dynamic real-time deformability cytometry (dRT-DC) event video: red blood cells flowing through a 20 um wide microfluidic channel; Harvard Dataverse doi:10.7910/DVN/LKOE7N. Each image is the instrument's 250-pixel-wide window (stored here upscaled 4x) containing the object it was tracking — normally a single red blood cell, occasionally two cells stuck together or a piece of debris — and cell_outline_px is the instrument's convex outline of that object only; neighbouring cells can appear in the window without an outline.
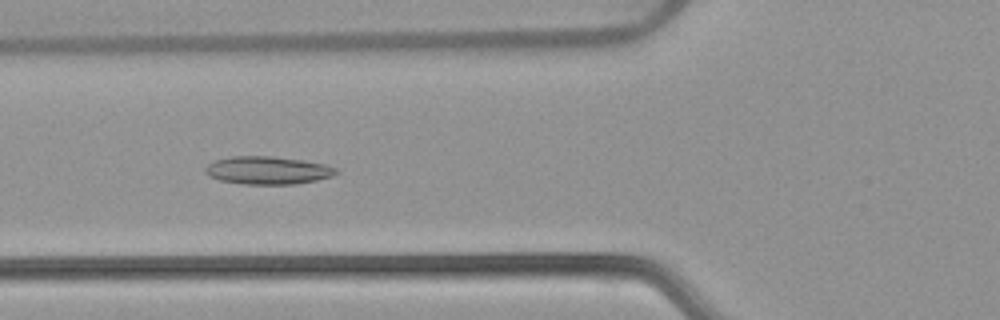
{"species": "common noctule bat (a hibernating species)", "species_latin": "Nyctalus noctula", "temperature_condition": "warm", "stored_images_in_passage": 52, "camera_frame_rate_fps": 3000, "um_per_image_px": 0.085, "animal": {"sex": "female", "body_mass_g": 22.7, "forearm_length_mm": 54.2}, "frame": {"image": 1, "passage_image": 19, "time_ms": 6.0, "image_size_px": [1000, 320], "cell_outline_px": [[340, 172], [332, 176], [316, 180], [292, 184], [244, 184], [220, 180], [208, 176], [204, 172], [204, 168], [208, 164], [216, 160], [232, 156], [272, 156], [304, 160], [324, 164], [336, 168]], "centroid_in_image_um": [22.74, 14.47], "position_along_channel_um": 103.1, "area_um2": 21.27}}
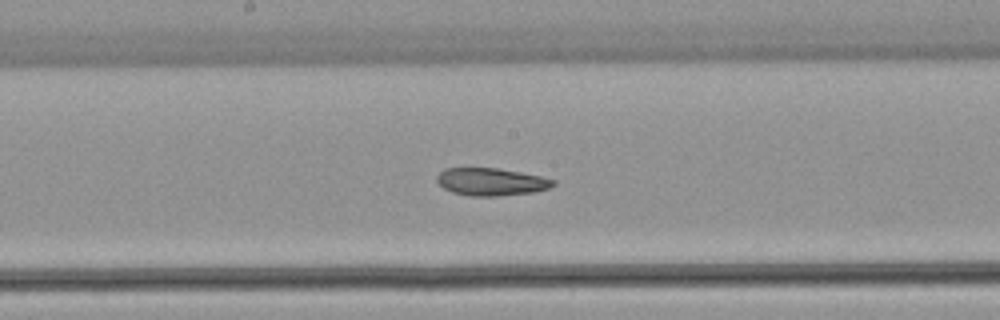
{"frame": {"image": 2, "passage_image": 27, "time_ms": 8.667, "image_size_px": [1000, 320], "cell_outline_px": [[556, 184], [548, 188], [532, 192], [496, 196], [472, 196], [452, 192], [444, 188], [436, 180], [436, 176], [444, 168], [496, 168], [520, 172], [540, 176], [556, 180]], "centroid_in_image_um": [41.73, 15.45], "position_along_channel_um": 206.5, "area_um2": 18.55}}
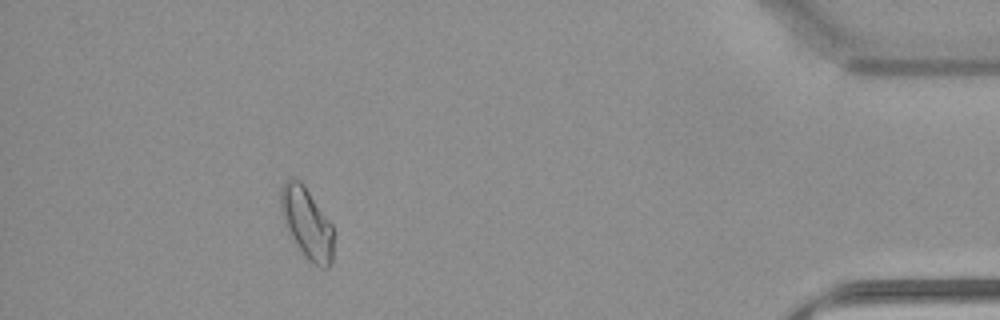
{"frame": {"image": 3, "passage_image": 47, "time_ms": 15.333, "image_size_px": [1000, 320], "cell_outline_px": [[332, 264], [328, 268], [320, 268], [308, 260], [304, 256], [288, 236], [284, 224], [280, 208], [280, 188], [284, 180], [288, 176], [292, 176], [300, 180], [304, 184], [332, 224]], "centroid_in_image_um": [26.03, 18.93], "position_along_channel_um": 409.2, "area_um2": 22.48}, "authors_computed_cell_mechanics": {"area_um2": 21.2704, "velocity_mm_per_s": 3.869, "shape_relaxation_time_tau1_ms": null, "shape_relaxation_time_tau2_ms": 2.6451, "deformation_change_tau1": null, "deformation_change_tau2": 0.0865}}